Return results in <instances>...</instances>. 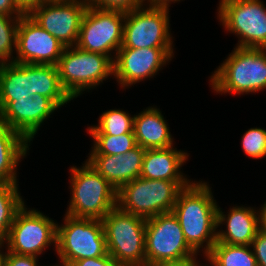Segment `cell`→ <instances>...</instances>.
<instances>
[{"instance_id":"obj_1","label":"cell","mask_w":266,"mask_h":266,"mask_svg":"<svg viewBox=\"0 0 266 266\" xmlns=\"http://www.w3.org/2000/svg\"><path fill=\"white\" fill-rule=\"evenodd\" d=\"M192 181L178 194L172 209L188 245L204 258L217 241V202L208 182ZM202 249V250H200Z\"/></svg>"},{"instance_id":"obj_2","label":"cell","mask_w":266,"mask_h":266,"mask_svg":"<svg viewBox=\"0 0 266 266\" xmlns=\"http://www.w3.org/2000/svg\"><path fill=\"white\" fill-rule=\"evenodd\" d=\"M210 76L214 93L250 94L266 89V49L235 47Z\"/></svg>"},{"instance_id":"obj_3","label":"cell","mask_w":266,"mask_h":266,"mask_svg":"<svg viewBox=\"0 0 266 266\" xmlns=\"http://www.w3.org/2000/svg\"><path fill=\"white\" fill-rule=\"evenodd\" d=\"M71 200L66 215L75 218L103 219L117 206V190L87 161L70 168Z\"/></svg>"},{"instance_id":"obj_4","label":"cell","mask_w":266,"mask_h":266,"mask_svg":"<svg viewBox=\"0 0 266 266\" xmlns=\"http://www.w3.org/2000/svg\"><path fill=\"white\" fill-rule=\"evenodd\" d=\"M191 182L139 177L118 190L117 206L124 212L145 219L172 212L178 194Z\"/></svg>"},{"instance_id":"obj_5","label":"cell","mask_w":266,"mask_h":266,"mask_svg":"<svg viewBox=\"0 0 266 266\" xmlns=\"http://www.w3.org/2000/svg\"><path fill=\"white\" fill-rule=\"evenodd\" d=\"M108 254L123 266H146V219L118 206L103 219Z\"/></svg>"},{"instance_id":"obj_6","label":"cell","mask_w":266,"mask_h":266,"mask_svg":"<svg viewBox=\"0 0 266 266\" xmlns=\"http://www.w3.org/2000/svg\"><path fill=\"white\" fill-rule=\"evenodd\" d=\"M64 224L57 223L56 253L60 264L105 256L108 254L104 226L101 219L75 218L64 215Z\"/></svg>"},{"instance_id":"obj_7","label":"cell","mask_w":266,"mask_h":266,"mask_svg":"<svg viewBox=\"0 0 266 266\" xmlns=\"http://www.w3.org/2000/svg\"><path fill=\"white\" fill-rule=\"evenodd\" d=\"M57 67L61 85L72 99L97 88L114 75V63L109 56L87 52L77 46L64 49Z\"/></svg>"},{"instance_id":"obj_8","label":"cell","mask_w":266,"mask_h":266,"mask_svg":"<svg viewBox=\"0 0 266 266\" xmlns=\"http://www.w3.org/2000/svg\"><path fill=\"white\" fill-rule=\"evenodd\" d=\"M261 0H220L218 20L238 37L236 47L266 49V6Z\"/></svg>"},{"instance_id":"obj_9","label":"cell","mask_w":266,"mask_h":266,"mask_svg":"<svg viewBox=\"0 0 266 266\" xmlns=\"http://www.w3.org/2000/svg\"><path fill=\"white\" fill-rule=\"evenodd\" d=\"M56 237V221L24 204L15 215L4 242L7 248H4L16 254L38 257L52 244L56 252Z\"/></svg>"},{"instance_id":"obj_10","label":"cell","mask_w":266,"mask_h":266,"mask_svg":"<svg viewBox=\"0 0 266 266\" xmlns=\"http://www.w3.org/2000/svg\"><path fill=\"white\" fill-rule=\"evenodd\" d=\"M169 9L143 5L126 12L120 48H174Z\"/></svg>"},{"instance_id":"obj_11","label":"cell","mask_w":266,"mask_h":266,"mask_svg":"<svg viewBox=\"0 0 266 266\" xmlns=\"http://www.w3.org/2000/svg\"><path fill=\"white\" fill-rule=\"evenodd\" d=\"M146 266H158L197 254L187 243L173 212L146 219Z\"/></svg>"},{"instance_id":"obj_12","label":"cell","mask_w":266,"mask_h":266,"mask_svg":"<svg viewBox=\"0 0 266 266\" xmlns=\"http://www.w3.org/2000/svg\"><path fill=\"white\" fill-rule=\"evenodd\" d=\"M125 15V12L118 10L88 6L76 46L87 52L107 55L114 61L123 41Z\"/></svg>"},{"instance_id":"obj_13","label":"cell","mask_w":266,"mask_h":266,"mask_svg":"<svg viewBox=\"0 0 266 266\" xmlns=\"http://www.w3.org/2000/svg\"><path fill=\"white\" fill-rule=\"evenodd\" d=\"M87 8L86 0H47L27 15L65 47H71L77 44Z\"/></svg>"},{"instance_id":"obj_14","label":"cell","mask_w":266,"mask_h":266,"mask_svg":"<svg viewBox=\"0 0 266 266\" xmlns=\"http://www.w3.org/2000/svg\"><path fill=\"white\" fill-rule=\"evenodd\" d=\"M173 57L174 48H120L113 61V78L121 88H130L155 77Z\"/></svg>"},{"instance_id":"obj_15","label":"cell","mask_w":266,"mask_h":266,"mask_svg":"<svg viewBox=\"0 0 266 266\" xmlns=\"http://www.w3.org/2000/svg\"><path fill=\"white\" fill-rule=\"evenodd\" d=\"M66 47L27 14L20 17L14 62L57 66Z\"/></svg>"},{"instance_id":"obj_16","label":"cell","mask_w":266,"mask_h":266,"mask_svg":"<svg viewBox=\"0 0 266 266\" xmlns=\"http://www.w3.org/2000/svg\"><path fill=\"white\" fill-rule=\"evenodd\" d=\"M58 109L51 99L39 94H34L29 99L0 101V123L7 125L31 144L38 129Z\"/></svg>"},{"instance_id":"obj_17","label":"cell","mask_w":266,"mask_h":266,"mask_svg":"<svg viewBox=\"0 0 266 266\" xmlns=\"http://www.w3.org/2000/svg\"><path fill=\"white\" fill-rule=\"evenodd\" d=\"M145 151L137 145L123 155H89L86 161L118 191L140 177Z\"/></svg>"},{"instance_id":"obj_18","label":"cell","mask_w":266,"mask_h":266,"mask_svg":"<svg viewBox=\"0 0 266 266\" xmlns=\"http://www.w3.org/2000/svg\"><path fill=\"white\" fill-rule=\"evenodd\" d=\"M217 208V228L226 224L225 230L217 229V241L229 245H251L259 231L258 210L254 207L233 206L224 214ZM222 224V225H221Z\"/></svg>"},{"instance_id":"obj_19","label":"cell","mask_w":266,"mask_h":266,"mask_svg":"<svg viewBox=\"0 0 266 266\" xmlns=\"http://www.w3.org/2000/svg\"><path fill=\"white\" fill-rule=\"evenodd\" d=\"M189 154L174 146L146 149L140 177L153 180L191 181L181 170Z\"/></svg>"},{"instance_id":"obj_20","label":"cell","mask_w":266,"mask_h":266,"mask_svg":"<svg viewBox=\"0 0 266 266\" xmlns=\"http://www.w3.org/2000/svg\"><path fill=\"white\" fill-rule=\"evenodd\" d=\"M170 127L159 108L149 106L134 115V135L137 145L144 149H163L174 146Z\"/></svg>"},{"instance_id":"obj_21","label":"cell","mask_w":266,"mask_h":266,"mask_svg":"<svg viewBox=\"0 0 266 266\" xmlns=\"http://www.w3.org/2000/svg\"><path fill=\"white\" fill-rule=\"evenodd\" d=\"M34 94L33 64H0V101L29 99Z\"/></svg>"},{"instance_id":"obj_22","label":"cell","mask_w":266,"mask_h":266,"mask_svg":"<svg viewBox=\"0 0 266 266\" xmlns=\"http://www.w3.org/2000/svg\"><path fill=\"white\" fill-rule=\"evenodd\" d=\"M30 143L0 123V183H18L17 167L26 158Z\"/></svg>"},{"instance_id":"obj_23","label":"cell","mask_w":266,"mask_h":266,"mask_svg":"<svg viewBox=\"0 0 266 266\" xmlns=\"http://www.w3.org/2000/svg\"><path fill=\"white\" fill-rule=\"evenodd\" d=\"M35 94L51 99L59 108L73 100L60 82L58 67L49 64H33Z\"/></svg>"},{"instance_id":"obj_24","label":"cell","mask_w":266,"mask_h":266,"mask_svg":"<svg viewBox=\"0 0 266 266\" xmlns=\"http://www.w3.org/2000/svg\"><path fill=\"white\" fill-rule=\"evenodd\" d=\"M205 260L213 266H257L251 245L216 242Z\"/></svg>"},{"instance_id":"obj_25","label":"cell","mask_w":266,"mask_h":266,"mask_svg":"<svg viewBox=\"0 0 266 266\" xmlns=\"http://www.w3.org/2000/svg\"><path fill=\"white\" fill-rule=\"evenodd\" d=\"M17 183H0V242L7 239L17 211L25 204Z\"/></svg>"},{"instance_id":"obj_26","label":"cell","mask_w":266,"mask_h":266,"mask_svg":"<svg viewBox=\"0 0 266 266\" xmlns=\"http://www.w3.org/2000/svg\"><path fill=\"white\" fill-rule=\"evenodd\" d=\"M98 125L87 127L88 134L120 135L134 133V115L120 109H110L103 112Z\"/></svg>"},{"instance_id":"obj_27","label":"cell","mask_w":266,"mask_h":266,"mask_svg":"<svg viewBox=\"0 0 266 266\" xmlns=\"http://www.w3.org/2000/svg\"><path fill=\"white\" fill-rule=\"evenodd\" d=\"M93 146L88 155H123L137 146L134 133L120 135L90 134Z\"/></svg>"},{"instance_id":"obj_28","label":"cell","mask_w":266,"mask_h":266,"mask_svg":"<svg viewBox=\"0 0 266 266\" xmlns=\"http://www.w3.org/2000/svg\"><path fill=\"white\" fill-rule=\"evenodd\" d=\"M19 20L0 14V64L14 62Z\"/></svg>"},{"instance_id":"obj_29","label":"cell","mask_w":266,"mask_h":266,"mask_svg":"<svg viewBox=\"0 0 266 266\" xmlns=\"http://www.w3.org/2000/svg\"><path fill=\"white\" fill-rule=\"evenodd\" d=\"M242 149L248 157L262 159L266 156V129L250 128L242 136Z\"/></svg>"},{"instance_id":"obj_30","label":"cell","mask_w":266,"mask_h":266,"mask_svg":"<svg viewBox=\"0 0 266 266\" xmlns=\"http://www.w3.org/2000/svg\"><path fill=\"white\" fill-rule=\"evenodd\" d=\"M91 8L130 12L144 5L143 0H86Z\"/></svg>"},{"instance_id":"obj_31","label":"cell","mask_w":266,"mask_h":266,"mask_svg":"<svg viewBox=\"0 0 266 266\" xmlns=\"http://www.w3.org/2000/svg\"><path fill=\"white\" fill-rule=\"evenodd\" d=\"M251 247L257 266H266V233L259 230L252 240Z\"/></svg>"},{"instance_id":"obj_32","label":"cell","mask_w":266,"mask_h":266,"mask_svg":"<svg viewBox=\"0 0 266 266\" xmlns=\"http://www.w3.org/2000/svg\"><path fill=\"white\" fill-rule=\"evenodd\" d=\"M37 259L39 258L36 256L20 255L6 250L3 266H40Z\"/></svg>"},{"instance_id":"obj_33","label":"cell","mask_w":266,"mask_h":266,"mask_svg":"<svg viewBox=\"0 0 266 266\" xmlns=\"http://www.w3.org/2000/svg\"><path fill=\"white\" fill-rule=\"evenodd\" d=\"M69 266H123L110 254L96 258L80 259L72 262Z\"/></svg>"},{"instance_id":"obj_34","label":"cell","mask_w":266,"mask_h":266,"mask_svg":"<svg viewBox=\"0 0 266 266\" xmlns=\"http://www.w3.org/2000/svg\"><path fill=\"white\" fill-rule=\"evenodd\" d=\"M0 14L20 18L26 13L17 5L15 0H0Z\"/></svg>"},{"instance_id":"obj_35","label":"cell","mask_w":266,"mask_h":266,"mask_svg":"<svg viewBox=\"0 0 266 266\" xmlns=\"http://www.w3.org/2000/svg\"><path fill=\"white\" fill-rule=\"evenodd\" d=\"M197 255L199 254L197 253L179 261L166 262L158 266H201L202 264L199 263L200 261L196 260L198 258Z\"/></svg>"},{"instance_id":"obj_36","label":"cell","mask_w":266,"mask_h":266,"mask_svg":"<svg viewBox=\"0 0 266 266\" xmlns=\"http://www.w3.org/2000/svg\"><path fill=\"white\" fill-rule=\"evenodd\" d=\"M47 0H15L17 5L27 14L32 8Z\"/></svg>"},{"instance_id":"obj_37","label":"cell","mask_w":266,"mask_h":266,"mask_svg":"<svg viewBox=\"0 0 266 266\" xmlns=\"http://www.w3.org/2000/svg\"><path fill=\"white\" fill-rule=\"evenodd\" d=\"M180 1L181 0H143L144 5L146 6L162 7V8H169L171 3L180 2Z\"/></svg>"},{"instance_id":"obj_38","label":"cell","mask_w":266,"mask_h":266,"mask_svg":"<svg viewBox=\"0 0 266 266\" xmlns=\"http://www.w3.org/2000/svg\"><path fill=\"white\" fill-rule=\"evenodd\" d=\"M258 210L259 230L266 233V201Z\"/></svg>"},{"instance_id":"obj_39","label":"cell","mask_w":266,"mask_h":266,"mask_svg":"<svg viewBox=\"0 0 266 266\" xmlns=\"http://www.w3.org/2000/svg\"><path fill=\"white\" fill-rule=\"evenodd\" d=\"M4 244L5 243L0 242V266H3L4 265L5 252H3L4 249L2 248V246L5 247ZM1 249H3V250H1Z\"/></svg>"},{"instance_id":"obj_40","label":"cell","mask_w":266,"mask_h":266,"mask_svg":"<svg viewBox=\"0 0 266 266\" xmlns=\"http://www.w3.org/2000/svg\"><path fill=\"white\" fill-rule=\"evenodd\" d=\"M209 264H210V265H209ZM208 265H209V266H213V265H212L211 263H209V262H208V264H207V265H204V263H202V265H201V266H208Z\"/></svg>"}]
</instances>
